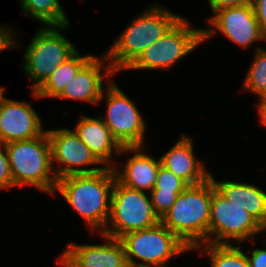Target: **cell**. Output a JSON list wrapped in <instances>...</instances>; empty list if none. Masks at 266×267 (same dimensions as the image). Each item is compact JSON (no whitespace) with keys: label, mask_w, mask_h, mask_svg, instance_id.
Segmentation results:
<instances>
[{"label":"cell","mask_w":266,"mask_h":267,"mask_svg":"<svg viewBox=\"0 0 266 267\" xmlns=\"http://www.w3.org/2000/svg\"><path fill=\"white\" fill-rule=\"evenodd\" d=\"M116 176L113 167L93 173L61 177L53 192H59L66 202L86 220L92 233L101 234L110 216L111 194Z\"/></svg>","instance_id":"6da1fadb"},{"label":"cell","mask_w":266,"mask_h":267,"mask_svg":"<svg viewBox=\"0 0 266 267\" xmlns=\"http://www.w3.org/2000/svg\"><path fill=\"white\" fill-rule=\"evenodd\" d=\"M212 179L188 185L160 222L191 250L208 243Z\"/></svg>","instance_id":"7a4b0ae2"},{"label":"cell","mask_w":266,"mask_h":267,"mask_svg":"<svg viewBox=\"0 0 266 267\" xmlns=\"http://www.w3.org/2000/svg\"><path fill=\"white\" fill-rule=\"evenodd\" d=\"M181 17L156 3L133 19L105 53L113 70H126L145 48L160 39Z\"/></svg>","instance_id":"3957f363"},{"label":"cell","mask_w":266,"mask_h":267,"mask_svg":"<svg viewBox=\"0 0 266 267\" xmlns=\"http://www.w3.org/2000/svg\"><path fill=\"white\" fill-rule=\"evenodd\" d=\"M15 187L33 186L53 195L57 177L52 167L47 130L35 138L5 144Z\"/></svg>","instance_id":"277c9868"},{"label":"cell","mask_w":266,"mask_h":267,"mask_svg":"<svg viewBox=\"0 0 266 267\" xmlns=\"http://www.w3.org/2000/svg\"><path fill=\"white\" fill-rule=\"evenodd\" d=\"M64 26L40 27L25 49L22 69L33 80L32 91L36 92L58 68L71 57L77 48L61 32ZM61 29V32H60Z\"/></svg>","instance_id":"5b68a950"},{"label":"cell","mask_w":266,"mask_h":267,"mask_svg":"<svg viewBox=\"0 0 266 267\" xmlns=\"http://www.w3.org/2000/svg\"><path fill=\"white\" fill-rule=\"evenodd\" d=\"M120 240L129 267H167L166 263L172 257L191 250L161 222L148 229L127 233Z\"/></svg>","instance_id":"8992f818"},{"label":"cell","mask_w":266,"mask_h":267,"mask_svg":"<svg viewBox=\"0 0 266 267\" xmlns=\"http://www.w3.org/2000/svg\"><path fill=\"white\" fill-rule=\"evenodd\" d=\"M159 222L152 207L150 193L127 188L115 180L110 216L101 234L120 239L127 233L151 228Z\"/></svg>","instance_id":"52a82bcc"},{"label":"cell","mask_w":266,"mask_h":267,"mask_svg":"<svg viewBox=\"0 0 266 267\" xmlns=\"http://www.w3.org/2000/svg\"><path fill=\"white\" fill-rule=\"evenodd\" d=\"M203 42L202 29L181 17L160 39L149 45L126 70H168Z\"/></svg>","instance_id":"ba28073f"},{"label":"cell","mask_w":266,"mask_h":267,"mask_svg":"<svg viewBox=\"0 0 266 267\" xmlns=\"http://www.w3.org/2000/svg\"><path fill=\"white\" fill-rule=\"evenodd\" d=\"M262 225L245 209L224 198L212 182V198L208 226V243L229 244L253 240Z\"/></svg>","instance_id":"9c48e42d"},{"label":"cell","mask_w":266,"mask_h":267,"mask_svg":"<svg viewBox=\"0 0 266 267\" xmlns=\"http://www.w3.org/2000/svg\"><path fill=\"white\" fill-rule=\"evenodd\" d=\"M107 85L100 98L101 101L106 96L107 100V112L103 122L122 147H143L146 124L141 113L114 81L108 82Z\"/></svg>","instance_id":"30bf717a"},{"label":"cell","mask_w":266,"mask_h":267,"mask_svg":"<svg viewBox=\"0 0 266 267\" xmlns=\"http://www.w3.org/2000/svg\"><path fill=\"white\" fill-rule=\"evenodd\" d=\"M47 134L51 144L52 166L55 161L59 165L56 168L53 166L57 179L72 174L93 173L105 168L73 130L52 129L47 130ZM94 164H100L101 167L82 168Z\"/></svg>","instance_id":"8fae6325"},{"label":"cell","mask_w":266,"mask_h":267,"mask_svg":"<svg viewBox=\"0 0 266 267\" xmlns=\"http://www.w3.org/2000/svg\"><path fill=\"white\" fill-rule=\"evenodd\" d=\"M208 21L209 26L214 28L202 29L203 42L217 34V31L242 48L250 47L255 41H266L252 4L221 9Z\"/></svg>","instance_id":"7c38bea8"},{"label":"cell","mask_w":266,"mask_h":267,"mask_svg":"<svg viewBox=\"0 0 266 267\" xmlns=\"http://www.w3.org/2000/svg\"><path fill=\"white\" fill-rule=\"evenodd\" d=\"M99 235L106 241L104 244L69 243L61 259L69 267H129L121 240Z\"/></svg>","instance_id":"4fadbf2b"},{"label":"cell","mask_w":266,"mask_h":267,"mask_svg":"<svg viewBox=\"0 0 266 267\" xmlns=\"http://www.w3.org/2000/svg\"><path fill=\"white\" fill-rule=\"evenodd\" d=\"M42 119L27 102L5 98L0 107V142L28 140L40 136Z\"/></svg>","instance_id":"5bb4252c"},{"label":"cell","mask_w":266,"mask_h":267,"mask_svg":"<svg viewBox=\"0 0 266 267\" xmlns=\"http://www.w3.org/2000/svg\"><path fill=\"white\" fill-rule=\"evenodd\" d=\"M107 61L106 54L101 57L93 55L56 98L86 101L98 105L104 91L103 84L105 81L103 79L106 78L107 82H111L112 79L108 77L116 73ZM104 70L105 72L102 73Z\"/></svg>","instance_id":"9a60e30c"},{"label":"cell","mask_w":266,"mask_h":267,"mask_svg":"<svg viewBox=\"0 0 266 267\" xmlns=\"http://www.w3.org/2000/svg\"><path fill=\"white\" fill-rule=\"evenodd\" d=\"M142 146L123 147L120 154L125 155L128 152L134 154L129 157L125 165H115L113 170L115 172L116 180L123 186L148 192L154 188L157 179V172L161 166V160L156 159L149 154L142 151ZM134 152V153H133ZM122 166V168H120Z\"/></svg>","instance_id":"2e32d148"},{"label":"cell","mask_w":266,"mask_h":267,"mask_svg":"<svg viewBox=\"0 0 266 267\" xmlns=\"http://www.w3.org/2000/svg\"><path fill=\"white\" fill-rule=\"evenodd\" d=\"M193 150V139L183 134L170 150L160 156L161 165L188 185L201 184L211 177L204 162L195 158Z\"/></svg>","instance_id":"e0dca14e"},{"label":"cell","mask_w":266,"mask_h":267,"mask_svg":"<svg viewBox=\"0 0 266 267\" xmlns=\"http://www.w3.org/2000/svg\"><path fill=\"white\" fill-rule=\"evenodd\" d=\"M80 140L90 149L93 155L105 166L113 167L114 151L121 153L122 146L113 137L102 117L96 118L81 115L74 128ZM108 163V164H107Z\"/></svg>","instance_id":"ac0fdd59"},{"label":"cell","mask_w":266,"mask_h":267,"mask_svg":"<svg viewBox=\"0 0 266 267\" xmlns=\"http://www.w3.org/2000/svg\"><path fill=\"white\" fill-rule=\"evenodd\" d=\"M215 189L227 200L247 210L262 226L266 225V192L254 184L234 181H216Z\"/></svg>","instance_id":"d6986e66"},{"label":"cell","mask_w":266,"mask_h":267,"mask_svg":"<svg viewBox=\"0 0 266 267\" xmlns=\"http://www.w3.org/2000/svg\"><path fill=\"white\" fill-rule=\"evenodd\" d=\"M92 57V55L82 56L79 51H76L61 63L46 82L32 95L35 98H56Z\"/></svg>","instance_id":"ffe728a7"},{"label":"cell","mask_w":266,"mask_h":267,"mask_svg":"<svg viewBox=\"0 0 266 267\" xmlns=\"http://www.w3.org/2000/svg\"><path fill=\"white\" fill-rule=\"evenodd\" d=\"M21 9L46 26H64L69 23L59 0H19Z\"/></svg>","instance_id":"44dd1931"},{"label":"cell","mask_w":266,"mask_h":267,"mask_svg":"<svg viewBox=\"0 0 266 267\" xmlns=\"http://www.w3.org/2000/svg\"><path fill=\"white\" fill-rule=\"evenodd\" d=\"M229 244H201L194 249H199L202 253L210 256V267H249L247 254L239 246ZM204 246V248H203ZM203 249V250H202Z\"/></svg>","instance_id":"7402d4cb"},{"label":"cell","mask_w":266,"mask_h":267,"mask_svg":"<svg viewBox=\"0 0 266 267\" xmlns=\"http://www.w3.org/2000/svg\"><path fill=\"white\" fill-rule=\"evenodd\" d=\"M243 83V91L266 96V49L257 47Z\"/></svg>","instance_id":"603a6c76"},{"label":"cell","mask_w":266,"mask_h":267,"mask_svg":"<svg viewBox=\"0 0 266 267\" xmlns=\"http://www.w3.org/2000/svg\"><path fill=\"white\" fill-rule=\"evenodd\" d=\"M187 187L188 184L184 180L161 165L157 172L156 184L152 190L184 191Z\"/></svg>","instance_id":"cb8c5ba5"},{"label":"cell","mask_w":266,"mask_h":267,"mask_svg":"<svg viewBox=\"0 0 266 267\" xmlns=\"http://www.w3.org/2000/svg\"><path fill=\"white\" fill-rule=\"evenodd\" d=\"M183 191L151 190L150 196L154 213L161 219L173 206L179 194Z\"/></svg>","instance_id":"d4e9b609"},{"label":"cell","mask_w":266,"mask_h":267,"mask_svg":"<svg viewBox=\"0 0 266 267\" xmlns=\"http://www.w3.org/2000/svg\"><path fill=\"white\" fill-rule=\"evenodd\" d=\"M15 187L5 144L0 142V190Z\"/></svg>","instance_id":"484cf974"},{"label":"cell","mask_w":266,"mask_h":267,"mask_svg":"<svg viewBox=\"0 0 266 267\" xmlns=\"http://www.w3.org/2000/svg\"><path fill=\"white\" fill-rule=\"evenodd\" d=\"M13 31L15 32L13 28L7 29V26L0 25V52L18 46V41L14 39L16 34Z\"/></svg>","instance_id":"4316f807"},{"label":"cell","mask_w":266,"mask_h":267,"mask_svg":"<svg viewBox=\"0 0 266 267\" xmlns=\"http://www.w3.org/2000/svg\"><path fill=\"white\" fill-rule=\"evenodd\" d=\"M252 1L253 0H208L213 14L221 9L252 4Z\"/></svg>","instance_id":"83f0119b"},{"label":"cell","mask_w":266,"mask_h":267,"mask_svg":"<svg viewBox=\"0 0 266 267\" xmlns=\"http://www.w3.org/2000/svg\"><path fill=\"white\" fill-rule=\"evenodd\" d=\"M252 7L261 31L266 36V0H253Z\"/></svg>","instance_id":"f1b7e54d"},{"label":"cell","mask_w":266,"mask_h":267,"mask_svg":"<svg viewBox=\"0 0 266 267\" xmlns=\"http://www.w3.org/2000/svg\"><path fill=\"white\" fill-rule=\"evenodd\" d=\"M247 259L249 262V267H266V249L254 248Z\"/></svg>","instance_id":"f546056e"},{"label":"cell","mask_w":266,"mask_h":267,"mask_svg":"<svg viewBox=\"0 0 266 267\" xmlns=\"http://www.w3.org/2000/svg\"><path fill=\"white\" fill-rule=\"evenodd\" d=\"M260 102L258 101L259 104H257L258 108V115H259V120L261 122V125H264L266 127V96L259 97Z\"/></svg>","instance_id":"4dcf8cb0"},{"label":"cell","mask_w":266,"mask_h":267,"mask_svg":"<svg viewBox=\"0 0 266 267\" xmlns=\"http://www.w3.org/2000/svg\"><path fill=\"white\" fill-rule=\"evenodd\" d=\"M4 91H5V88L0 86V107H1V104H2L3 100L6 98L4 96Z\"/></svg>","instance_id":"1f68e13d"},{"label":"cell","mask_w":266,"mask_h":267,"mask_svg":"<svg viewBox=\"0 0 266 267\" xmlns=\"http://www.w3.org/2000/svg\"><path fill=\"white\" fill-rule=\"evenodd\" d=\"M58 264H61L63 267H69L61 258L59 259Z\"/></svg>","instance_id":"d6a6232c"},{"label":"cell","mask_w":266,"mask_h":267,"mask_svg":"<svg viewBox=\"0 0 266 267\" xmlns=\"http://www.w3.org/2000/svg\"><path fill=\"white\" fill-rule=\"evenodd\" d=\"M266 230V225H263L262 226V232H264ZM265 244H266V242H265Z\"/></svg>","instance_id":"836d02e7"}]
</instances>
